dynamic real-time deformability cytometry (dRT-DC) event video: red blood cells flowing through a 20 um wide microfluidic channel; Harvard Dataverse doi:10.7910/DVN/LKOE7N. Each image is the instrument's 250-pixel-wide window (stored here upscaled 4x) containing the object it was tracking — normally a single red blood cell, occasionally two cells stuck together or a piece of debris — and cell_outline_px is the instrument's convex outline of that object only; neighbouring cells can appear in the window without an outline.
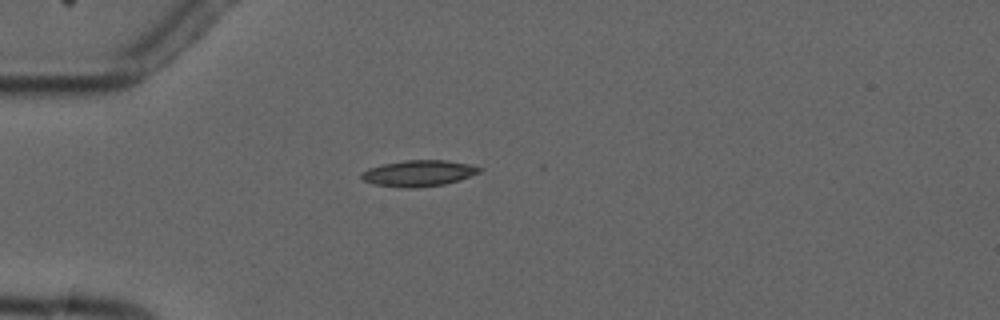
{"species": "common noctule bat (a hibernating species)", "species_latin": "Nyctalus noctula", "temperature_condition": "cold", "stored_images_in_passage": 5, "camera_frame_rate_fps": 3000, "um_per_image_px": 0.085, "animal": {"sex": "male", "forearm_length_mm": 52.5}, "frame": {"image": 1, "passage_image": 5, "time_ms": 4.667, "image_size_px": [1000, 320], "cell_outline_px": [[484, 168], [480, 172], [460, 180], [444, 184], [416, 188], [404, 188], [372, 184], [364, 180], [360, 176], [368, 168], [384, 164], [404, 160], [448, 160], [468, 164]], "centroid_in_image_um": [35.61, 14.73], "position_along_channel_um": 49.4, "area_um2": 17.98}}